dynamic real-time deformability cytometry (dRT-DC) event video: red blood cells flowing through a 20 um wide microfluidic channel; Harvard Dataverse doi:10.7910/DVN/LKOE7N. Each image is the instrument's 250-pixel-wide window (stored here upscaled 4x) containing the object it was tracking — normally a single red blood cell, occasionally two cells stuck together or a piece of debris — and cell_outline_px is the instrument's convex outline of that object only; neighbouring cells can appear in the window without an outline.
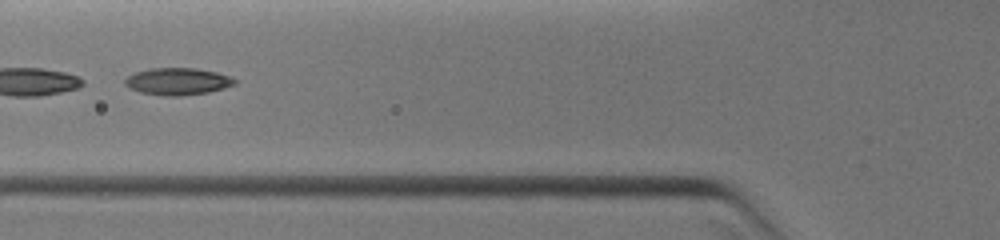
{"species": "common noctule bat (a hibernating species)", "species_latin": "Nyctalus noctula", "temperature_condition": "warm", "stored_images_in_passage": 16, "camera_frame_rate_fps": 3000, "um_per_image_px": 0.085, "animal": {"sex": "female", "body_mass_g": 19.0, "forearm_length_mm": 51.5}, "frame": {"image": 1, "passage_image": 9, "time_ms": 4.333, "image_size_px": [1000, 240], "cell_outline_px": [[236, 84], [208, 92], [180, 96], [164, 96], [140, 92], [128, 88], [124, 84], [124, 80], [128, 76], [136, 72], [152, 68], [196, 68], [216, 72], [228, 76], [236, 80]], "centroid_in_image_um": [15.06, 6.92], "position_along_channel_um": 110.7, "area_um2": 17.22}}
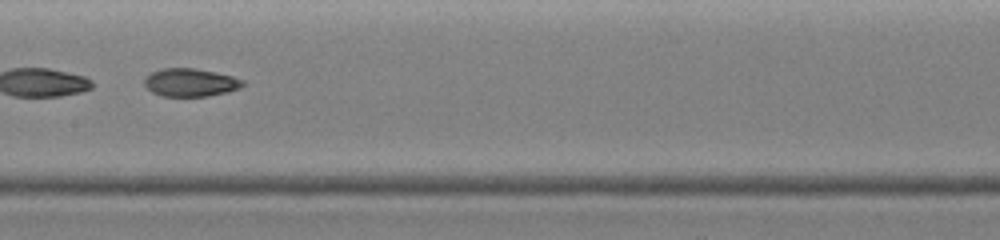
{"frame": {"image": 2, "passage_image": 13, "time_ms": 6.0, "image_size_px": [1000, 240], "cell_outline_px": [[244, 84], [240, 88], [228, 92], [208, 96], [164, 96], [152, 92], [144, 84], [144, 76], [152, 72], [164, 68], [196, 68], [216, 72], [232, 76], [244, 80]], "centroid_in_image_um": [16.19, 7.0], "position_along_channel_um": 191.2, "area_um2": 16.13}}
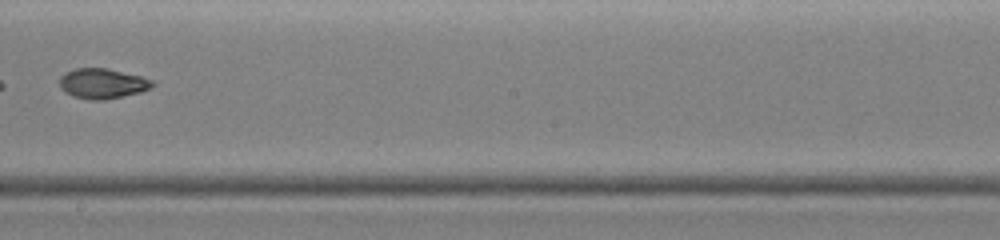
{"frame": {"image": 3, "passage_image": 15, "time_ms": 7.0, "image_size_px": [1000, 240], "cell_outline_px": [[156, 84], [152, 88], [140, 92], [104, 100], [92, 100], [72, 96], [64, 92], [60, 88], [60, 76], [64, 72], [72, 68], [108, 68], [144, 76], [152, 80]], "centroid_in_image_um": [8.72, 7.08], "position_along_channel_um": 239.5, "area_um2": 16.65}}